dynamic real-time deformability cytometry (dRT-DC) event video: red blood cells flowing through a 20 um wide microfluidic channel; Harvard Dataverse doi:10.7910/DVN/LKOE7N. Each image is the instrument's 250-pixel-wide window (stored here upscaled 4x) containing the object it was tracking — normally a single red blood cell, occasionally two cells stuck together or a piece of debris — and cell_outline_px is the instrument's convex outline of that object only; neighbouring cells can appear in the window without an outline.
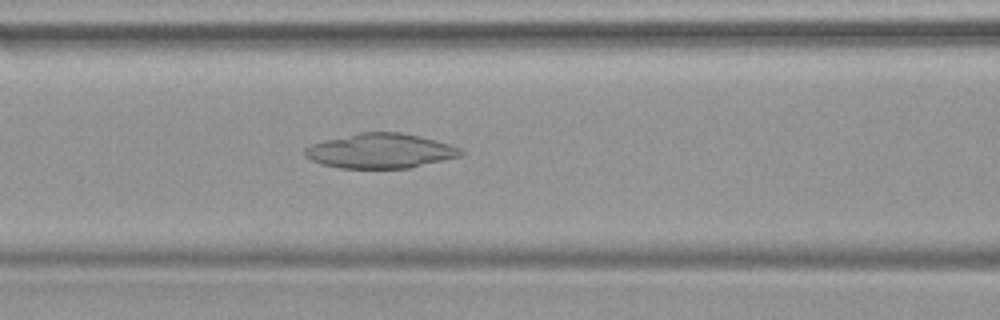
{"species": "common noctule bat (a hibernating species)", "species_latin": "Nyctalus noctula", "temperature_condition": "warm", "stored_images_in_passage": 46, "camera_frame_rate_fps": 3000, "um_per_image_px": 0.085, "animal": {"sex": "female", "body_mass_g": 19.9}, "frame": {"image": 1, "passage_image": 19, "time_ms": 6.0, "image_size_px": [1000, 320], "cell_outline_px": [[464, 152], [460, 156], [408, 168], [340, 168], [324, 164], [312, 160], [304, 156], [304, 148], [312, 144], [324, 140], [360, 132], [400, 132], [420, 136], [448, 144], [460, 148]], "centroid_in_image_um": [32.31, 12.82], "position_along_channel_um": 134.3, "area_um2": 31.27}}
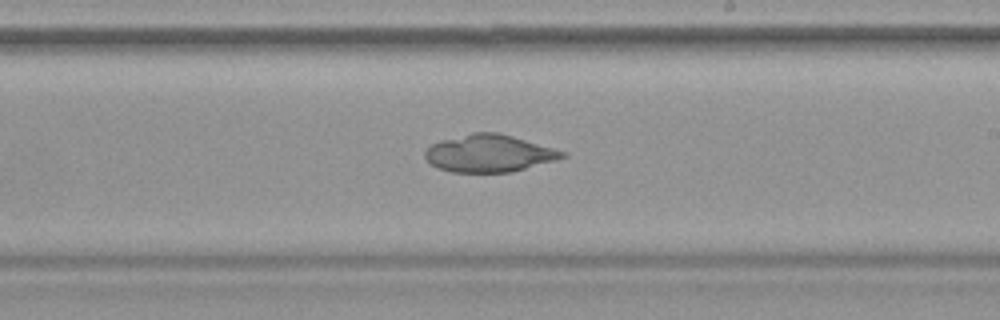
{"frame": {"image": 2, "passage_image": 27, "time_ms": 8.667, "image_size_px": [1000, 320], "cell_outline_px": [[568, 156], [556, 160], [512, 172], [452, 172], [436, 168], [424, 156], [424, 152], [432, 144], [440, 140], [472, 132], [496, 132], [512, 136], [568, 152]], "centroid_in_image_um": [41.58, 13.04], "position_along_channel_um": 247.4, "area_um2": 29.88}}
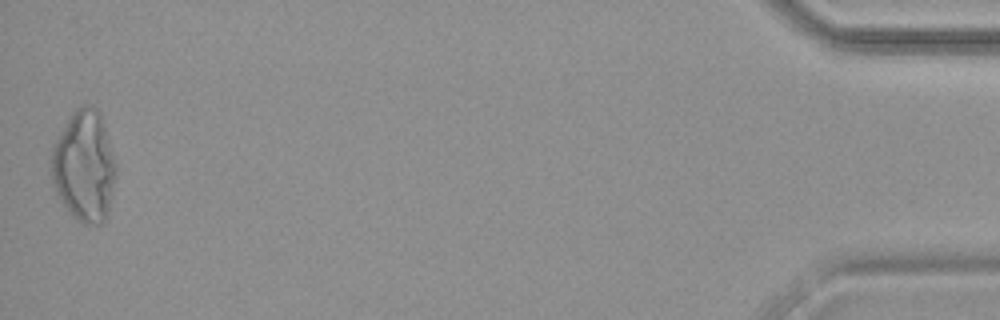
{"frame": {"image": 3, "passage_image": 46, "time_ms": 15.0, "image_size_px": [1000, 320], "cell_outline_px": [[116, 176], [108, 212], [104, 220], [100, 224], [84, 224], [72, 216], [56, 192], [52, 184], [52, 144], [68, 116], [76, 108], [84, 104], [88, 104], [96, 108], [100, 112], [116, 164]], "centroid_in_image_um": [7.15, 14.09], "position_along_channel_um": 428.1, "area_um2": 41.96}}